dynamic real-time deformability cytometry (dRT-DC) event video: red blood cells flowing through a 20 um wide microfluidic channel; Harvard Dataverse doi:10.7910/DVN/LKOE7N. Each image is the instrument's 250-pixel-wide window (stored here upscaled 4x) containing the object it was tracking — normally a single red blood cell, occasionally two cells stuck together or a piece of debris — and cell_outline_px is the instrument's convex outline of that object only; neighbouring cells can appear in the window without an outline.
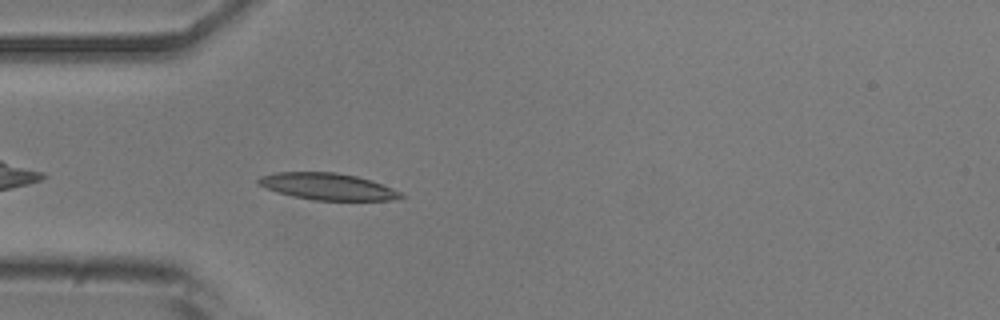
{"species": "common noctule bat (a hibernating species)", "species_latin": "Nyctalus noctula", "temperature_condition": "room temperature", "stored_images_in_passage": 40, "camera_frame_rate_fps": 3000, "um_per_image_px": 0.085, "animal": {"sex": "male", "body_mass_g": 20.5, "forearm_length_mm": 52.5}, "frame": {"image": 1, "passage_image": 3, "time_ms": 0.667, "image_size_px": [1000, 320], "cell_outline_px": [[404, 196], [392, 200], [312, 200], [292, 196], [276, 192], [256, 184], [256, 180], [260, 176], [276, 172], [336, 172], [356, 176], [392, 188], [400, 192]], "centroid_in_image_um": [27.76, 15.85], "position_along_channel_um": 57.2, "area_um2": 22.08}}
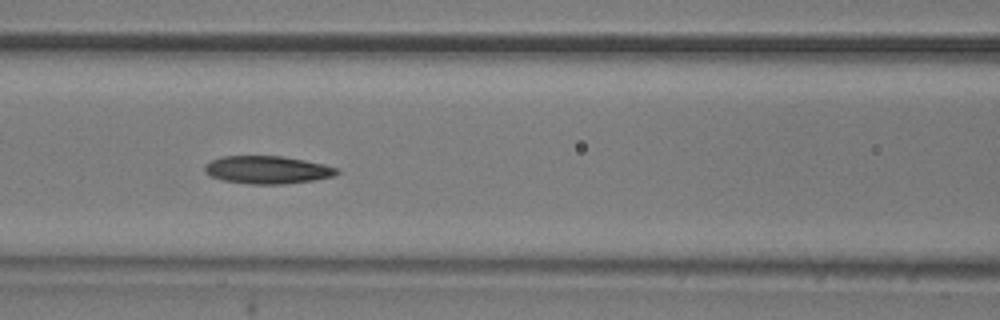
{"frame": {"image": 2, "passage_image": 10, "time_ms": 3.0, "image_size_px": [1000, 320], "cell_outline_px": [[340, 172], [332, 176], [316, 180], [284, 184], [252, 184], [220, 180], [204, 172], [204, 168], [212, 160], [224, 156], [280, 156], [304, 160], [324, 164], [336, 168]], "centroid_in_image_um": [22.73, 14.44], "position_along_channel_um": 143.9, "area_um2": 21.27}}
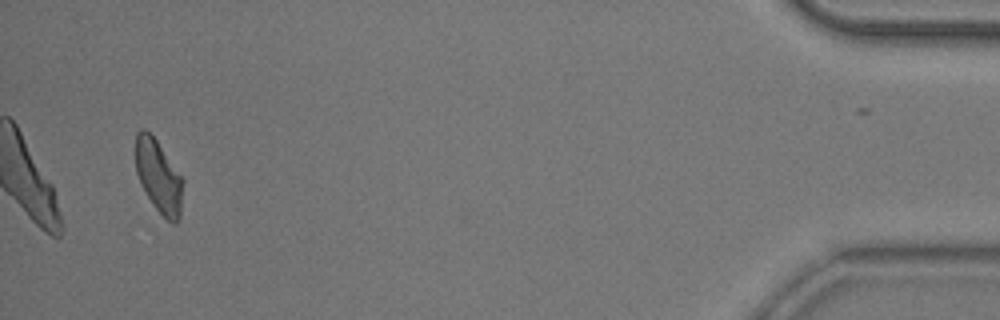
{"frame": {"image": 3, "passage_image": 38, "time_ms": 12.333, "image_size_px": [1000, 320], "cell_outline_px": [[184, 180], [180, 220], [176, 224], [172, 224], [152, 204], [140, 184], [136, 172], [136, 132], [140, 128], [144, 128], [156, 140]], "centroid_in_image_um": [13.49, 15.03], "position_along_channel_um": 421.7, "area_um2": 20.11}, "authors_computed_cell_mechanics": {"area_um2": 21.1259, "velocity_mm_per_s": 3.8456, "shape_relaxation_time_tau1_ms": 5.1093, "shape_relaxation_time_tau2_ms": 3.8421, "deformation_change_tau1": 0.1532, "deformation_change_tau2": 0.1248}}